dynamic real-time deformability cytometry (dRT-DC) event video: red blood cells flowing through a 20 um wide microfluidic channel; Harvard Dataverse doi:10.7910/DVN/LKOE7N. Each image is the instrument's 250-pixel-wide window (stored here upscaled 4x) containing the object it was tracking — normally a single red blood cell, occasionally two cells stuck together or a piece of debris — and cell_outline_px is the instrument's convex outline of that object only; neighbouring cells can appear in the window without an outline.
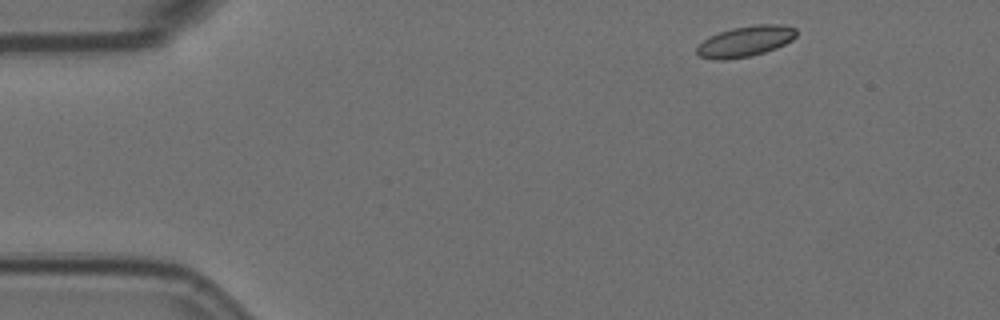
{"species": "Egyptian fruit bat (a non-hibernating species)", "species_latin": "Rousettus aegyptiacus", "temperature_condition": "room temperature", "stored_images_in_passage": 5, "camera_frame_rate_fps": 3000, "um_per_image_px": 0.085, "animal": {"sex": "female"}, "frame": {"image": 1, "passage_image": 1, "time_ms": 0.0, "image_size_px": [1000, 320], "cell_outline_px": [[796, 36], [792, 40], [776, 48], [752, 56], [724, 60], [720, 60], [700, 56], [696, 52], [696, 48], [708, 36], [732, 28], [756, 24], [784, 24], [796, 28]], "centroid_in_image_um": [63.38, 3.5], "position_along_channel_um": 21.6, "area_um2": 17.8}}
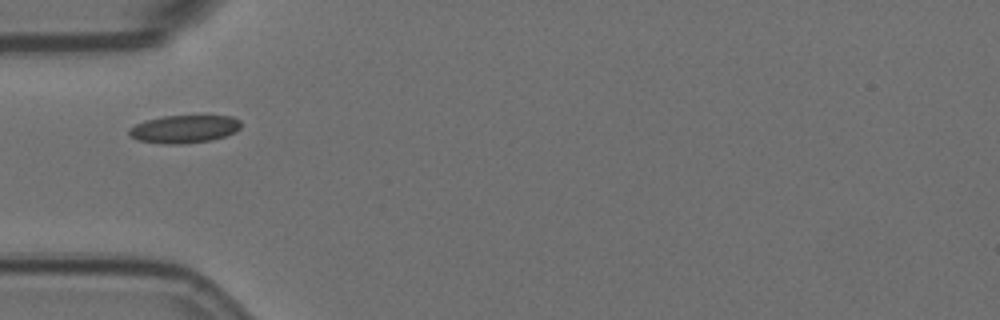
{"frame": {"image": 2, "passage_image": 4, "time_ms": 1.0, "image_size_px": [1000, 320], "cell_outline_px": [[240, 128], [236, 132], [212, 140], [188, 144], [164, 144], [136, 140], [128, 136], [128, 128], [144, 120], [164, 116], [232, 116], [240, 120]], "centroid_in_image_um": [15.62, 10.98], "position_along_channel_um": 69.4, "area_um2": 18.44}}
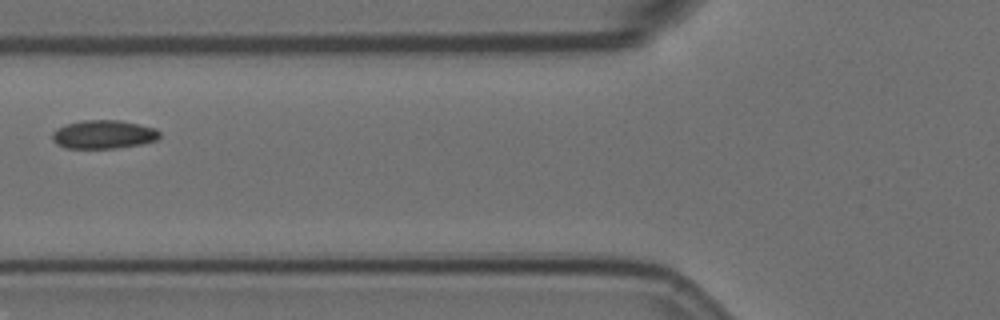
{"frame": {"image": 3, "passage_image": 5, "time_ms": 1.333, "image_size_px": [1000, 320], "cell_outline_px": [[160, 136], [156, 140], [140, 144], [116, 148], [64, 148], [56, 144], [52, 140], [52, 132], [56, 128], [68, 124], [84, 120], [120, 120], [140, 124], [156, 128], [160, 132]], "centroid_in_image_um": [8.79, 11.42], "position_along_channel_um": 117.0, "area_um2": 17.92}}